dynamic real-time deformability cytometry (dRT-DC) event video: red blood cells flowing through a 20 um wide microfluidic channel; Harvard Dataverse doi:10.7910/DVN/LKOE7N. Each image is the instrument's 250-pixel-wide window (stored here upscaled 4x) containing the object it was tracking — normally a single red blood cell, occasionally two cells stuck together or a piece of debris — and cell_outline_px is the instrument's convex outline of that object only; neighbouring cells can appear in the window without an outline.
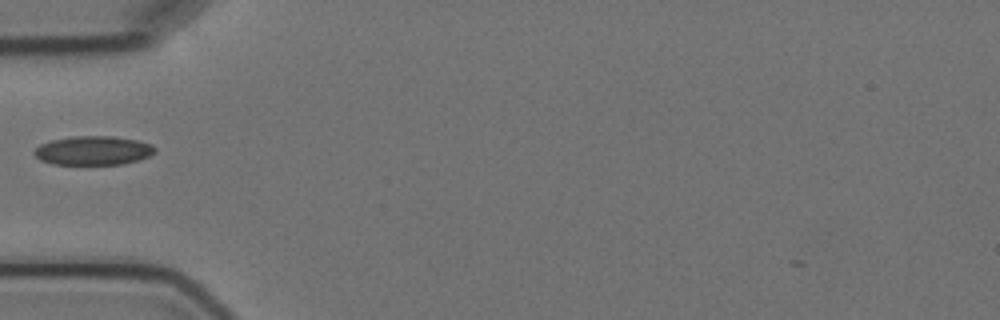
{"species": "Egyptian fruit bat (a non-hibernating species)", "species_latin": "Rousettus aegyptiacus", "temperature_condition": "cold", "stored_images_in_passage": 2, "camera_frame_rate_fps": 3000, "um_per_image_px": 0.085, "animal": {"sex": "female"}, "frame": {"image": 1, "passage_image": 1, "time_ms": 0.0, "image_size_px": [1000, 320], "cell_outline_px": [[156, 152], [148, 156], [124, 164], [52, 164], [40, 160], [32, 152], [40, 144], [52, 140], [72, 136], [112, 136], [136, 140], [152, 144], [156, 148]], "centroid_in_image_um": [7.91, 12.79], "position_along_channel_um": 77.1, "area_um2": 20.35}}
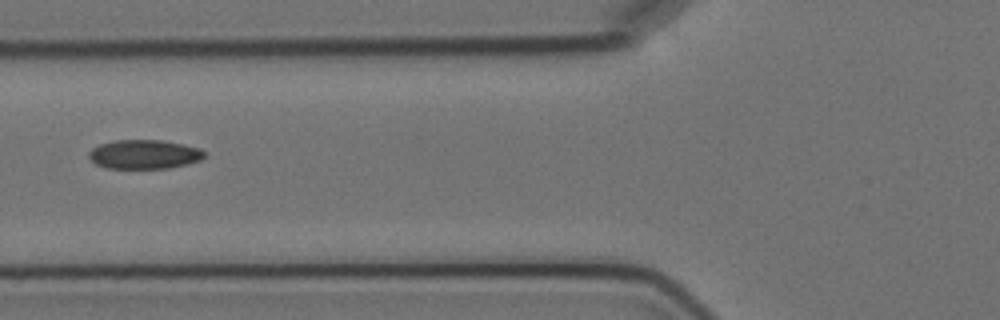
{"frame": {"image": 2, "passage_image": 2, "time_ms": 1.0, "image_size_px": [1000, 320], "cell_outline_px": [[208, 156], [200, 160], [188, 164], [168, 168], [108, 168], [96, 164], [88, 156], [88, 152], [92, 148], [100, 144], [112, 140], [160, 140], [200, 148]], "centroid_in_image_um": [12.26, 13.12], "position_along_channel_um": 113.5, "area_um2": 19.59}}